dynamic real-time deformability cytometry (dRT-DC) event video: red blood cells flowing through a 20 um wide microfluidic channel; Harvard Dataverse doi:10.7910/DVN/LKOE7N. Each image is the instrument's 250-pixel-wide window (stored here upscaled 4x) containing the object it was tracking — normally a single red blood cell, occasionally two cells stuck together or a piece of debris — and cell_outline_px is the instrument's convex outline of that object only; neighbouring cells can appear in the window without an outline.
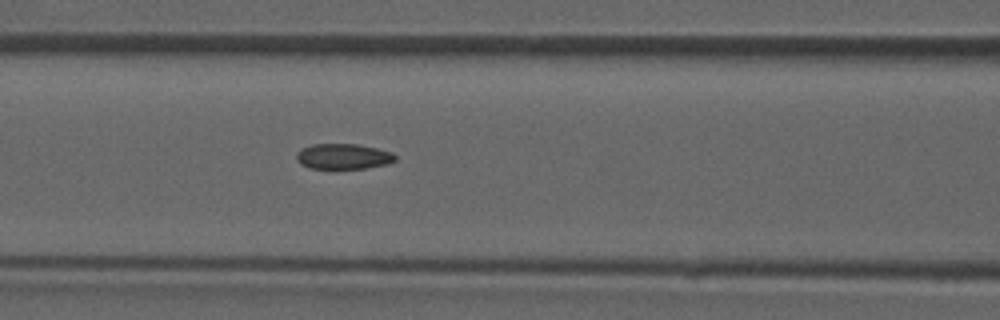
{"species": "common noctule bat (a hibernating species)", "species_latin": "Nyctalus noctula", "temperature_condition": "room temperature", "stored_images_in_passage": 41, "camera_frame_rate_fps": 3000, "um_per_image_px": 0.085, "animal": {"sex": "male", "forearm_length_mm": 52.5}, "frame": {"image": 1, "passage_image": 12, "time_ms": 3.667, "image_size_px": [1000, 320], "cell_outline_px": [[396, 160], [388, 164], [364, 168], [308, 168], [300, 164], [296, 160], [296, 152], [300, 148], [312, 144], [356, 144], [376, 148], [392, 152], [396, 156]], "centroid_in_image_um": [29.14, 13.29], "position_along_channel_um": 137.5, "area_um2": 14.74}}